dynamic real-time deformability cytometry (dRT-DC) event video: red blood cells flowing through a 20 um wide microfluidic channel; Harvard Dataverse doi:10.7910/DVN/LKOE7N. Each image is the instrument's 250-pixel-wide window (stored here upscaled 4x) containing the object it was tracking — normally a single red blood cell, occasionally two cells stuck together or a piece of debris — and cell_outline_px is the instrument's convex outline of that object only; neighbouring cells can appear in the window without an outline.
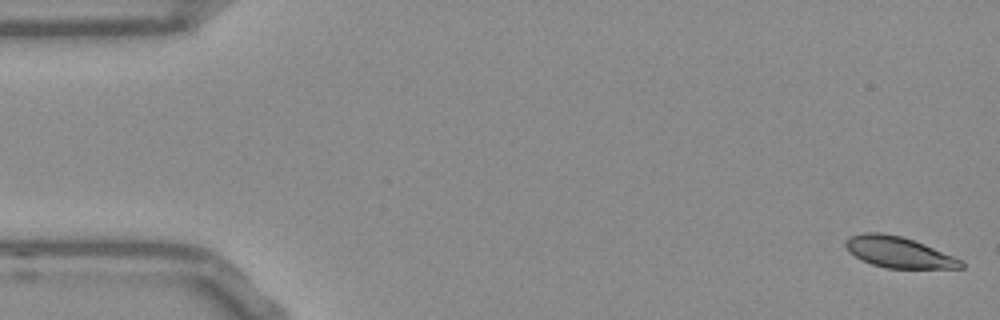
{"species": "Egyptian fruit bat (a non-hibernating species)", "species_latin": "Rousettus aegyptiacus", "temperature_condition": "room temperature", "stored_images_in_passage": 53, "camera_frame_rate_fps": 3000, "um_per_image_px": 0.085, "frame": {"image": 1, "passage_image": 1, "time_ms": 0.0, "image_size_px": [1000, 320], "cell_outline_px": [[964, 268], [888, 268], [872, 264], [848, 252], [844, 244], [848, 236], [864, 232], [880, 232], [900, 236], [924, 244], [964, 260]], "centroid_in_image_um": [76.38, 21.43], "position_along_channel_um": 8.6, "area_um2": 20.75}}
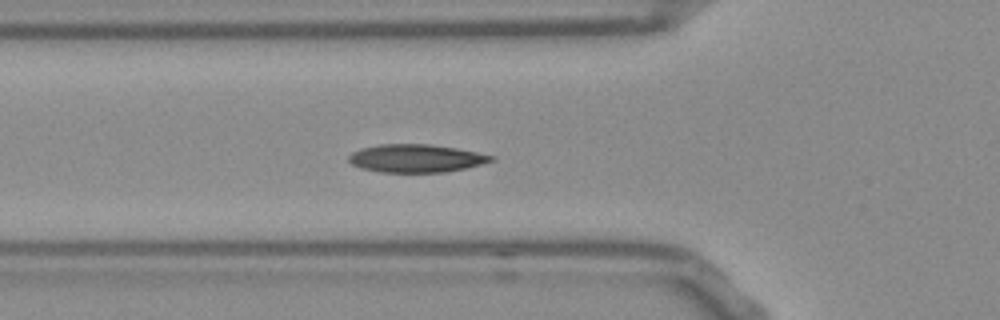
{"frame": {"image": 2, "passage_image": 18, "time_ms": 5.667, "image_size_px": [1000, 320], "cell_outline_px": [[496, 160], [468, 168], [444, 172], [380, 172], [360, 168], [352, 164], [348, 160], [348, 156], [352, 152], [360, 148], [380, 144], [432, 144], [456, 148], [496, 156]], "centroid_in_image_um": [35.38, 13.45], "position_along_channel_um": 90.4, "area_um2": 23.47}}
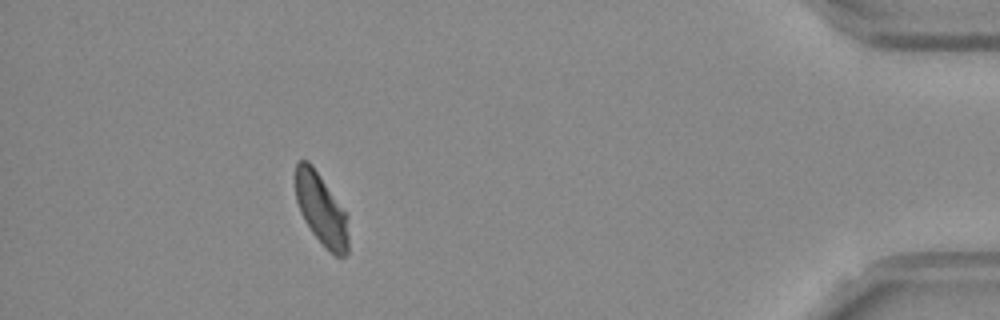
{"frame": {"image": 3, "passage_image": 48, "time_ms": 15.667, "image_size_px": [1000, 320], "cell_outline_px": [[348, 252], [344, 256], [336, 256], [324, 248], [312, 232], [304, 220], [300, 212], [296, 200], [296, 164], [300, 160], [308, 160], [312, 164], [348, 216]], "centroid_in_image_um": [27.31, 17.83], "position_along_channel_um": 407.9, "area_um2": 22.02}, "authors_computed_cell_mechanics": {"area_um2": 22.5998, "velocity_mm_per_s": 3.7563, "shape_relaxation_time_tau1_ms": 5.6061, "shape_relaxation_time_tau2_ms": 2.3403, "deformation_change_tau1": 0.1327, "deformation_change_tau2": 0.0722}}